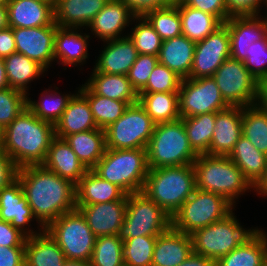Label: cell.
Listing matches in <instances>:
<instances>
[{
    "label": "cell",
    "mask_w": 267,
    "mask_h": 266,
    "mask_svg": "<svg viewBox=\"0 0 267 266\" xmlns=\"http://www.w3.org/2000/svg\"><path fill=\"white\" fill-rule=\"evenodd\" d=\"M40 230L76 209V184L39 165L18 168L16 177Z\"/></svg>",
    "instance_id": "cell-1"
},
{
    "label": "cell",
    "mask_w": 267,
    "mask_h": 266,
    "mask_svg": "<svg viewBox=\"0 0 267 266\" xmlns=\"http://www.w3.org/2000/svg\"><path fill=\"white\" fill-rule=\"evenodd\" d=\"M54 138V125L39 119L26 108L3 128L0 147L21 168L42 164Z\"/></svg>",
    "instance_id": "cell-2"
},
{
    "label": "cell",
    "mask_w": 267,
    "mask_h": 266,
    "mask_svg": "<svg viewBox=\"0 0 267 266\" xmlns=\"http://www.w3.org/2000/svg\"><path fill=\"white\" fill-rule=\"evenodd\" d=\"M196 189L225 197L234 206L254 186L228 156L199 154L193 163Z\"/></svg>",
    "instance_id": "cell-3"
},
{
    "label": "cell",
    "mask_w": 267,
    "mask_h": 266,
    "mask_svg": "<svg viewBox=\"0 0 267 266\" xmlns=\"http://www.w3.org/2000/svg\"><path fill=\"white\" fill-rule=\"evenodd\" d=\"M196 189L193 164L149 169L142 192L170 216Z\"/></svg>",
    "instance_id": "cell-4"
},
{
    "label": "cell",
    "mask_w": 267,
    "mask_h": 266,
    "mask_svg": "<svg viewBox=\"0 0 267 266\" xmlns=\"http://www.w3.org/2000/svg\"><path fill=\"white\" fill-rule=\"evenodd\" d=\"M127 195L143 190L149 172L146 149H109L91 169Z\"/></svg>",
    "instance_id": "cell-5"
},
{
    "label": "cell",
    "mask_w": 267,
    "mask_h": 266,
    "mask_svg": "<svg viewBox=\"0 0 267 266\" xmlns=\"http://www.w3.org/2000/svg\"><path fill=\"white\" fill-rule=\"evenodd\" d=\"M146 152L149 169L189 165L198 157L189 144L182 118L155 124Z\"/></svg>",
    "instance_id": "cell-6"
},
{
    "label": "cell",
    "mask_w": 267,
    "mask_h": 266,
    "mask_svg": "<svg viewBox=\"0 0 267 266\" xmlns=\"http://www.w3.org/2000/svg\"><path fill=\"white\" fill-rule=\"evenodd\" d=\"M257 229H244L232 211L223 219L191 234L193 252L216 262L242 245Z\"/></svg>",
    "instance_id": "cell-7"
},
{
    "label": "cell",
    "mask_w": 267,
    "mask_h": 266,
    "mask_svg": "<svg viewBox=\"0 0 267 266\" xmlns=\"http://www.w3.org/2000/svg\"><path fill=\"white\" fill-rule=\"evenodd\" d=\"M234 206L225 197L195 189L193 194L172 216V228L191 235L223 219L230 214Z\"/></svg>",
    "instance_id": "cell-8"
},
{
    "label": "cell",
    "mask_w": 267,
    "mask_h": 266,
    "mask_svg": "<svg viewBox=\"0 0 267 266\" xmlns=\"http://www.w3.org/2000/svg\"><path fill=\"white\" fill-rule=\"evenodd\" d=\"M172 227V216L145 193L127 195L126 213L118 237L125 241L137 236H158Z\"/></svg>",
    "instance_id": "cell-9"
},
{
    "label": "cell",
    "mask_w": 267,
    "mask_h": 266,
    "mask_svg": "<svg viewBox=\"0 0 267 266\" xmlns=\"http://www.w3.org/2000/svg\"><path fill=\"white\" fill-rule=\"evenodd\" d=\"M45 230L61 248L66 259L90 261L97 237L78 209L62 214Z\"/></svg>",
    "instance_id": "cell-10"
},
{
    "label": "cell",
    "mask_w": 267,
    "mask_h": 266,
    "mask_svg": "<svg viewBox=\"0 0 267 266\" xmlns=\"http://www.w3.org/2000/svg\"><path fill=\"white\" fill-rule=\"evenodd\" d=\"M154 127L155 123L139 102L130 104L124 114L105 129L106 148L146 149Z\"/></svg>",
    "instance_id": "cell-11"
},
{
    "label": "cell",
    "mask_w": 267,
    "mask_h": 266,
    "mask_svg": "<svg viewBox=\"0 0 267 266\" xmlns=\"http://www.w3.org/2000/svg\"><path fill=\"white\" fill-rule=\"evenodd\" d=\"M212 78L229 106L248 107L258 104L260 83L248 71L244 62L229 57Z\"/></svg>",
    "instance_id": "cell-12"
},
{
    "label": "cell",
    "mask_w": 267,
    "mask_h": 266,
    "mask_svg": "<svg viewBox=\"0 0 267 266\" xmlns=\"http://www.w3.org/2000/svg\"><path fill=\"white\" fill-rule=\"evenodd\" d=\"M178 95L181 118L216 113L229 107L212 77L183 79Z\"/></svg>",
    "instance_id": "cell-13"
},
{
    "label": "cell",
    "mask_w": 267,
    "mask_h": 266,
    "mask_svg": "<svg viewBox=\"0 0 267 266\" xmlns=\"http://www.w3.org/2000/svg\"><path fill=\"white\" fill-rule=\"evenodd\" d=\"M230 57V36L223 23L203 40L196 42L193 65L188 78L212 77Z\"/></svg>",
    "instance_id": "cell-14"
},
{
    "label": "cell",
    "mask_w": 267,
    "mask_h": 266,
    "mask_svg": "<svg viewBox=\"0 0 267 266\" xmlns=\"http://www.w3.org/2000/svg\"><path fill=\"white\" fill-rule=\"evenodd\" d=\"M16 52L42 65L46 70L54 59L56 25L34 28H12Z\"/></svg>",
    "instance_id": "cell-15"
},
{
    "label": "cell",
    "mask_w": 267,
    "mask_h": 266,
    "mask_svg": "<svg viewBox=\"0 0 267 266\" xmlns=\"http://www.w3.org/2000/svg\"><path fill=\"white\" fill-rule=\"evenodd\" d=\"M262 17V18H261ZM225 24L230 36V57L244 62L252 43L267 35V15L231 16Z\"/></svg>",
    "instance_id": "cell-16"
},
{
    "label": "cell",
    "mask_w": 267,
    "mask_h": 266,
    "mask_svg": "<svg viewBox=\"0 0 267 266\" xmlns=\"http://www.w3.org/2000/svg\"><path fill=\"white\" fill-rule=\"evenodd\" d=\"M0 219L10 222L27 237L43 231L39 229L36 232V230L30 229L31 222L36 218L24 197V192L17 178L0 190Z\"/></svg>",
    "instance_id": "cell-17"
},
{
    "label": "cell",
    "mask_w": 267,
    "mask_h": 266,
    "mask_svg": "<svg viewBox=\"0 0 267 266\" xmlns=\"http://www.w3.org/2000/svg\"><path fill=\"white\" fill-rule=\"evenodd\" d=\"M127 194L111 202L76 207L84 216L92 233L98 236L118 235L125 219Z\"/></svg>",
    "instance_id": "cell-18"
},
{
    "label": "cell",
    "mask_w": 267,
    "mask_h": 266,
    "mask_svg": "<svg viewBox=\"0 0 267 266\" xmlns=\"http://www.w3.org/2000/svg\"><path fill=\"white\" fill-rule=\"evenodd\" d=\"M136 15L124 3L118 0H109L104 8L96 14L87 27L100 40L108 41L122 38V31L132 22Z\"/></svg>",
    "instance_id": "cell-19"
},
{
    "label": "cell",
    "mask_w": 267,
    "mask_h": 266,
    "mask_svg": "<svg viewBox=\"0 0 267 266\" xmlns=\"http://www.w3.org/2000/svg\"><path fill=\"white\" fill-rule=\"evenodd\" d=\"M243 107L229 106L216 112L209 155L229 156L242 135Z\"/></svg>",
    "instance_id": "cell-20"
},
{
    "label": "cell",
    "mask_w": 267,
    "mask_h": 266,
    "mask_svg": "<svg viewBox=\"0 0 267 266\" xmlns=\"http://www.w3.org/2000/svg\"><path fill=\"white\" fill-rule=\"evenodd\" d=\"M7 13L9 27L34 28L56 25L54 5L42 0H8Z\"/></svg>",
    "instance_id": "cell-21"
},
{
    "label": "cell",
    "mask_w": 267,
    "mask_h": 266,
    "mask_svg": "<svg viewBox=\"0 0 267 266\" xmlns=\"http://www.w3.org/2000/svg\"><path fill=\"white\" fill-rule=\"evenodd\" d=\"M104 42L106 45L99 54L94 69L106 74L127 75L138 56L133 41L125 35Z\"/></svg>",
    "instance_id": "cell-22"
},
{
    "label": "cell",
    "mask_w": 267,
    "mask_h": 266,
    "mask_svg": "<svg viewBox=\"0 0 267 266\" xmlns=\"http://www.w3.org/2000/svg\"><path fill=\"white\" fill-rule=\"evenodd\" d=\"M109 0H56L54 22L63 28H86Z\"/></svg>",
    "instance_id": "cell-23"
},
{
    "label": "cell",
    "mask_w": 267,
    "mask_h": 266,
    "mask_svg": "<svg viewBox=\"0 0 267 266\" xmlns=\"http://www.w3.org/2000/svg\"><path fill=\"white\" fill-rule=\"evenodd\" d=\"M193 252L191 235L172 227L157 236L151 266H178Z\"/></svg>",
    "instance_id": "cell-24"
},
{
    "label": "cell",
    "mask_w": 267,
    "mask_h": 266,
    "mask_svg": "<svg viewBox=\"0 0 267 266\" xmlns=\"http://www.w3.org/2000/svg\"><path fill=\"white\" fill-rule=\"evenodd\" d=\"M42 165L74 184L88 171L66 140L58 137L52 140Z\"/></svg>",
    "instance_id": "cell-25"
},
{
    "label": "cell",
    "mask_w": 267,
    "mask_h": 266,
    "mask_svg": "<svg viewBox=\"0 0 267 266\" xmlns=\"http://www.w3.org/2000/svg\"><path fill=\"white\" fill-rule=\"evenodd\" d=\"M81 30V28H63L56 25L54 59L59 60L58 64L77 66L87 61L90 35L81 33L83 32Z\"/></svg>",
    "instance_id": "cell-26"
},
{
    "label": "cell",
    "mask_w": 267,
    "mask_h": 266,
    "mask_svg": "<svg viewBox=\"0 0 267 266\" xmlns=\"http://www.w3.org/2000/svg\"><path fill=\"white\" fill-rule=\"evenodd\" d=\"M55 137L98 129L87 99L78 91L69 100L60 120L54 125Z\"/></svg>",
    "instance_id": "cell-27"
},
{
    "label": "cell",
    "mask_w": 267,
    "mask_h": 266,
    "mask_svg": "<svg viewBox=\"0 0 267 266\" xmlns=\"http://www.w3.org/2000/svg\"><path fill=\"white\" fill-rule=\"evenodd\" d=\"M196 42L188 39L183 34L164 40L158 55L159 63L187 79L193 65Z\"/></svg>",
    "instance_id": "cell-28"
},
{
    "label": "cell",
    "mask_w": 267,
    "mask_h": 266,
    "mask_svg": "<svg viewBox=\"0 0 267 266\" xmlns=\"http://www.w3.org/2000/svg\"><path fill=\"white\" fill-rule=\"evenodd\" d=\"M126 193L92 170H88L76 184V207L121 200Z\"/></svg>",
    "instance_id": "cell-29"
},
{
    "label": "cell",
    "mask_w": 267,
    "mask_h": 266,
    "mask_svg": "<svg viewBox=\"0 0 267 266\" xmlns=\"http://www.w3.org/2000/svg\"><path fill=\"white\" fill-rule=\"evenodd\" d=\"M257 231L242 245L215 262V266H263L267 259V234Z\"/></svg>",
    "instance_id": "cell-30"
},
{
    "label": "cell",
    "mask_w": 267,
    "mask_h": 266,
    "mask_svg": "<svg viewBox=\"0 0 267 266\" xmlns=\"http://www.w3.org/2000/svg\"><path fill=\"white\" fill-rule=\"evenodd\" d=\"M66 257L46 230L27 237L25 266H63Z\"/></svg>",
    "instance_id": "cell-31"
},
{
    "label": "cell",
    "mask_w": 267,
    "mask_h": 266,
    "mask_svg": "<svg viewBox=\"0 0 267 266\" xmlns=\"http://www.w3.org/2000/svg\"><path fill=\"white\" fill-rule=\"evenodd\" d=\"M228 157L237 165L254 187L264 177L267 155L256 149L245 136H240Z\"/></svg>",
    "instance_id": "cell-32"
},
{
    "label": "cell",
    "mask_w": 267,
    "mask_h": 266,
    "mask_svg": "<svg viewBox=\"0 0 267 266\" xmlns=\"http://www.w3.org/2000/svg\"><path fill=\"white\" fill-rule=\"evenodd\" d=\"M85 83L95 94L123 102H138V93L132 87L127 75H113L92 70Z\"/></svg>",
    "instance_id": "cell-33"
},
{
    "label": "cell",
    "mask_w": 267,
    "mask_h": 266,
    "mask_svg": "<svg viewBox=\"0 0 267 266\" xmlns=\"http://www.w3.org/2000/svg\"><path fill=\"white\" fill-rule=\"evenodd\" d=\"M65 140L88 170L98 163L106 150L105 130L100 128L71 134Z\"/></svg>",
    "instance_id": "cell-34"
},
{
    "label": "cell",
    "mask_w": 267,
    "mask_h": 266,
    "mask_svg": "<svg viewBox=\"0 0 267 266\" xmlns=\"http://www.w3.org/2000/svg\"><path fill=\"white\" fill-rule=\"evenodd\" d=\"M6 76L10 88L27 93L31 81L39 78L47 70L34 60L27 56L14 52L4 58Z\"/></svg>",
    "instance_id": "cell-35"
},
{
    "label": "cell",
    "mask_w": 267,
    "mask_h": 266,
    "mask_svg": "<svg viewBox=\"0 0 267 266\" xmlns=\"http://www.w3.org/2000/svg\"><path fill=\"white\" fill-rule=\"evenodd\" d=\"M138 102L155 124L173 122L181 118L178 92L138 93Z\"/></svg>",
    "instance_id": "cell-36"
},
{
    "label": "cell",
    "mask_w": 267,
    "mask_h": 266,
    "mask_svg": "<svg viewBox=\"0 0 267 266\" xmlns=\"http://www.w3.org/2000/svg\"><path fill=\"white\" fill-rule=\"evenodd\" d=\"M176 6L179 8L182 34L194 42L203 40L223 24L217 17L191 8L180 1Z\"/></svg>",
    "instance_id": "cell-37"
},
{
    "label": "cell",
    "mask_w": 267,
    "mask_h": 266,
    "mask_svg": "<svg viewBox=\"0 0 267 266\" xmlns=\"http://www.w3.org/2000/svg\"><path fill=\"white\" fill-rule=\"evenodd\" d=\"M77 91L87 99L94 121L97 127L102 130L117 121L130 105L129 102L97 95L86 84L82 85Z\"/></svg>",
    "instance_id": "cell-38"
},
{
    "label": "cell",
    "mask_w": 267,
    "mask_h": 266,
    "mask_svg": "<svg viewBox=\"0 0 267 266\" xmlns=\"http://www.w3.org/2000/svg\"><path fill=\"white\" fill-rule=\"evenodd\" d=\"M189 144L199 154H209L215 128L216 113L199 114L182 118Z\"/></svg>",
    "instance_id": "cell-39"
},
{
    "label": "cell",
    "mask_w": 267,
    "mask_h": 266,
    "mask_svg": "<svg viewBox=\"0 0 267 266\" xmlns=\"http://www.w3.org/2000/svg\"><path fill=\"white\" fill-rule=\"evenodd\" d=\"M55 89L53 91L49 89L44 90L45 92H42L39 101L37 102L27 97V108L39 119L47 121L53 125L60 120L69 100L74 95L72 93L62 95L57 91L59 90L58 87H55Z\"/></svg>",
    "instance_id": "cell-40"
},
{
    "label": "cell",
    "mask_w": 267,
    "mask_h": 266,
    "mask_svg": "<svg viewBox=\"0 0 267 266\" xmlns=\"http://www.w3.org/2000/svg\"><path fill=\"white\" fill-rule=\"evenodd\" d=\"M242 135L267 155V110L259 104L243 107Z\"/></svg>",
    "instance_id": "cell-41"
},
{
    "label": "cell",
    "mask_w": 267,
    "mask_h": 266,
    "mask_svg": "<svg viewBox=\"0 0 267 266\" xmlns=\"http://www.w3.org/2000/svg\"><path fill=\"white\" fill-rule=\"evenodd\" d=\"M91 266H125L123 241L118 235L98 236L90 259Z\"/></svg>",
    "instance_id": "cell-42"
},
{
    "label": "cell",
    "mask_w": 267,
    "mask_h": 266,
    "mask_svg": "<svg viewBox=\"0 0 267 266\" xmlns=\"http://www.w3.org/2000/svg\"><path fill=\"white\" fill-rule=\"evenodd\" d=\"M144 17L163 41L182 34L179 8L176 5L148 11Z\"/></svg>",
    "instance_id": "cell-43"
},
{
    "label": "cell",
    "mask_w": 267,
    "mask_h": 266,
    "mask_svg": "<svg viewBox=\"0 0 267 266\" xmlns=\"http://www.w3.org/2000/svg\"><path fill=\"white\" fill-rule=\"evenodd\" d=\"M157 236H137L123 241L125 266H151Z\"/></svg>",
    "instance_id": "cell-44"
},
{
    "label": "cell",
    "mask_w": 267,
    "mask_h": 266,
    "mask_svg": "<svg viewBox=\"0 0 267 266\" xmlns=\"http://www.w3.org/2000/svg\"><path fill=\"white\" fill-rule=\"evenodd\" d=\"M137 25L128 34L138 54L158 56L163 40L144 16L135 17ZM139 21V22H138Z\"/></svg>",
    "instance_id": "cell-45"
},
{
    "label": "cell",
    "mask_w": 267,
    "mask_h": 266,
    "mask_svg": "<svg viewBox=\"0 0 267 266\" xmlns=\"http://www.w3.org/2000/svg\"><path fill=\"white\" fill-rule=\"evenodd\" d=\"M182 80L167 66L158 62L149 76L147 84L138 93L178 92Z\"/></svg>",
    "instance_id": "cell-46"
},
{
    "label": "cell",
    "mask_w": 267,
    "mask_h": 266,
    "mask_svg": "<svg viewBox=\"0 0 267 266\" xmlns=\"http://www.w3.org/2000/svg\"><path fill=\"white\" fill-rule=\"evenodd\" d=\"M28 95L23 92L6 88L0 90V126L5 128L21 112L27 108Z\"/></svg>",
    "instance_id": "cell-47"
},
{
    "label": "cell",
    "mask_w": 267,
    "mask_h": 266,
    "mask_svg": "<svg viewBox=\"0 0 267 266\" xmlns=\"http://www.w3.org/2000/svg\"><path fill=\"white\" fill-rule=\"evenodd\" d=\"M244 65L259 83L267 77V35L251 44Z\"/></svg>",
    "instance_id": "cell-48"
},
{
    "label": "cell",
    "mask_w": 267,
    "mask_h": 266,
    "mask_svg": "<svg viewBox=\"0 0 267 266\" xmlns=\"http://www.w3.org/2000/svg\"><path fill=\"white\" fill-rule=\"evenodd\" d=\"M158 62V56L138 54L127 74L132 87L137 93L147 84L148 78Z\"/></svg>",
    "instance_id": "cell-49"
},
{
    "label": "cell",
    "mask_w": 267,
    "mask_h": 266,
    "mask_svg": "<svg viewBox=\"0 0 267 266\" xmlns=\"http://www.w3.org/2000/svg\"><path fill=\"white\" fill-rule=\"evenodd\" d=\"M191 8L201 10L217 17L225 23L231 16L228 14L225 0H180Z\"/></svg>",
    "instance_id": "cell-50"
},
{
    "label": "cell",
    "mask_w": 267,
    "mask_h": 266,
    "mask_svg": "<svg viewBox=\"0 0 267 266\" xmlns=\"http://www.w3.org/2000/svg\"><path fill=\"white\" fill-rule=\"evenodd\" d=\"M230 16L260 15V7L266 5L267 0H225Z\"/></svg>",
    "instance_id": "cell-51"
},
{
    "label": "cell",
    "mask_w": 267,
    "mask_h": 266,
    "mask_svg": "<svg viewBox=\"0 0 267 266\" xmlns=\"http://www.w3.org/2000/svg\"><path fill=\"white\" fill-rule=\"evenodd\" d=\"M27 236L10 222L0 219V246L25 247Z\"/></svg>",
    "instance_id": "cell-52"
},
{
    "label": "cell",
    "mask_w": 267,
    "mask_h": 266,
    "mask_svg": "<svg viewBox=\"0 0 267 266\" xmlns=\"http://www.w3.org/2000/svg\"><path fill=\"white\" fill-rule=\"evenodd\" d=\"M18 167L0 147V190L7 187L17 177Z\"/></svg>",
    "instance_id": "cell-53"
},
{
    "label": "cell",
    "mask_w": 267,
    "mask_h": 266,
    "mask_svg": "<svg viewBox=\"0 0 267 266\" xmlns=\"http://www.w3.org/2000/svg\"><path fill=\"white\" fill-rule=\"evenodd\" d=\"M0 266H25V247L0 246Z\"/></svg>",
    "instance_id": "cell-54"
},
{
    "label": "cell",
    "mask_w": 267,
    "mask_h": 266,
    "mask_svg": "<svg viewBox=\"0 0 267 266\" xmlns=\"http://www.w3.org/2000/svg\"><path fill=\"white\" fill-rule=\"evenodd\" d=\"M16 52V43L14 40L12 27L0 30V57L5 58Z\"/></svg>",
    "instance_id": "cell-55"
},
{
    "label": "cell",
    "mask_w": 267,
    "mask_h": 266,
    "mask_svg": "<svg viewBox=\"0 0 267 266\" xmlns=\"http://www.w3.org/2000/svg\"><path fill=\"white\" fill-rule=\"evenodd\" d=\"M178 266H215V261L201 254L192 252V254Z\"/></svg>",
    "instance_id": "cell-56"
},
{
    "label": "cell",
    "mask_w": 267,
    "mask_h": 266,
    "mask_svg": "<svg viewBox=\"0 0 267 266\" xmlns=\"http://www.w3.org/2000/svg\"><path fill=\"white\" fill-rule=\"evenodd\" d=\"M128 6L136 16H144L149 11V0H118Z\"/></svg>",
    "instance_id": "cell-57"
},
{
    "label": "cell",
    "mask_w": 267,
    "mask_h": 266,
    "mask_svg": "<svg viewBox=\"0 0 267 266\" xmlns=\"http://www.w3.org/2000/svg\"><path fill=\"white\" fill-rule=\"evenodd\" d=\"M180 0H149V11L175 6Z\"/></svg>",
    "instance_id": "cell-58"
},
{
    "label": "cell",
    "mask_w": 267,
    "mask_h": 266,
    "mask_svg": "<svg viewBox=\"0 0 267 266\" xmlns=\"http://www.w3.org/2000/svg\"><path fill=\"white\" fill-rule=\"evenodd\" d=\"M258 104L267 110V77L260 82Z\"/></svg>",
    "instance_id": "cell-59"
},
{
    "label": "cell",
    "mask_w": 267,
    "mask_h": 266,
    "mask_svg": "<svg viewBox=\"0 0 267 266\" xmlns=\"http://www.w3.org/2000/svg\"><path fill=\"white\" fill-rule=\"evenodd\" d=\"M9 83L6 76L4 58L0 57V90L9 88Z\"/></svg>",
    "instance_id": "cell-60"
},
{
    "label": "cell",
    "mask_w": 267,
    "mask_h": 266,
    "mask_svg": "<svg viewBox=\"0 0 267 266\" xmlns=\"http://www.w3.org/2000/svg\"><path fill=\"white\" fill-rule=\"evenodd\" d=\"M254 191L258 193V195H262L267 197V165L266 172L262 180L255 186Z\"/></svg>",
    "instance_id": "cell-61"
},
{
    "label": "cell",
    "mask_w": 267,
    "mask_h": 266,
    "mask_svg": "<svg viewBox=\"0 0 267 266\" xmlns=\"http://www.w3.org/2000/svg\"><path fill=\"white\" fill-rule=\"evenodd\" d=\"M7 27H9L7 7L0 6V30Z\"/></svg>",
    "instance_id": "cell-62"
},
{
    "label": "cell",
    "mask_w": 267,
    "mask_h": 266,
    "mask_svg": "<svg viewBox=\"0 0 267 266\" xmlns=\"http://www.w3.org/2000/svg\"><path fill=\"white\" fill-rule=\"evenodd\" d=\"M63 266H91V264H90V261L66 259Z\"/></svg>",
    "instance_id": "cell-63"
},
{
    "label": "cell",
    "mask_w": 267,
    "mask_h": 266,
    "mask_svg": "<svg viewBox=\"0 0 267 266\" xmlns=\"http://www.w3.org/2000/svg\"><path fill=\"white\" fill-rule=\"evenodd\" d=\"M8 0H0V6H6Z\"/></svg>",
    "instance_id": "cell-64"
},
{
    "label": "cell",
    "mask_w": 267,
    "mask_h": 266,
    "mask_svg": "<svg viewBox=\"0 0 267 266\" xmlns=\"http://www.w3.org/2000/svg\"><path fill=\"white\" fill-rule=\"evenodd\" d=\"M2 137H3V128L0 126V143L2 141Z\"/></svg>",
    "instance_id": "cell-65"
},
{
    "label": "cell",
    "mask_w": 267,
    "mask_h": 266,
    "mask_svg": "<svg viewBox=\"0 0 267 266\" xmlns=\"http://www.w3.org/2000/svg\"><path fill=\"white\" fill-rule=\"evenodd\" d=\"M42 1L51 2L54 5L56 0H42Z\"/></svg>",
    "instance_id": "cell-66"
},
{
    "label": "cell",
    "mask_w": 267,
    "mask_h": 266,
    "mask_svg": "<svg viewBox=\"0 0 267 266\" xmlns=\"http://www.w3.org/2000/svg\"><path fill=\"white\" fill-rule=\"evenodd\" d=\"M263 266H267V259H266V261L264 262Z\"/></svg>",
    "instance_id": "cell-67"
}]
</instances>
